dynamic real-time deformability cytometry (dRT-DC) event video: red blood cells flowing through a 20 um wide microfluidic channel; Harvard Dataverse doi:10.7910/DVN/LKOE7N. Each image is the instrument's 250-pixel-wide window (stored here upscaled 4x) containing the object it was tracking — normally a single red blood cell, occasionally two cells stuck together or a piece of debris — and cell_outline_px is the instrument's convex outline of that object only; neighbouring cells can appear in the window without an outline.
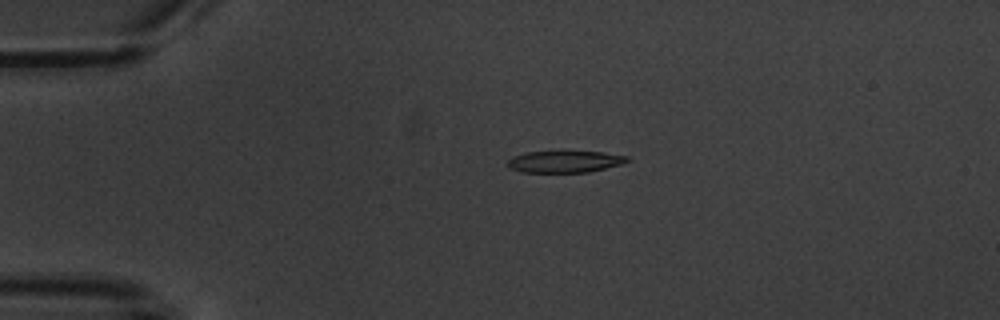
{"species": "common noctule bat (a hibernating species)", "species_latin": "Nyctalus noctula", "temperature_condition": "warm", "stored_images_in_passage": 5, "camera_frame_rate_fps": 3000, "um_per_image_px": 0.085, "animal": {"sex": "male", "body_mass_g": 20.1, "forearm_length_mm": 53.5}, "frame": {"image": 1, "passage_image": 4, "time_ms": 3.667, "image_size_px": [1000, 320], "cell_outline_px": [[632, 160], [620, 164], [588, 172], [520, 172], [508, 168], [508, 160], [512, 156], [528, 152], [560, 148], [564, 148], [604, 152], [628, 156]], "centroid_in_image_um": [48.0, 13.67], "position_along_channel_um": 37.0, "area_um2": 16.18}}